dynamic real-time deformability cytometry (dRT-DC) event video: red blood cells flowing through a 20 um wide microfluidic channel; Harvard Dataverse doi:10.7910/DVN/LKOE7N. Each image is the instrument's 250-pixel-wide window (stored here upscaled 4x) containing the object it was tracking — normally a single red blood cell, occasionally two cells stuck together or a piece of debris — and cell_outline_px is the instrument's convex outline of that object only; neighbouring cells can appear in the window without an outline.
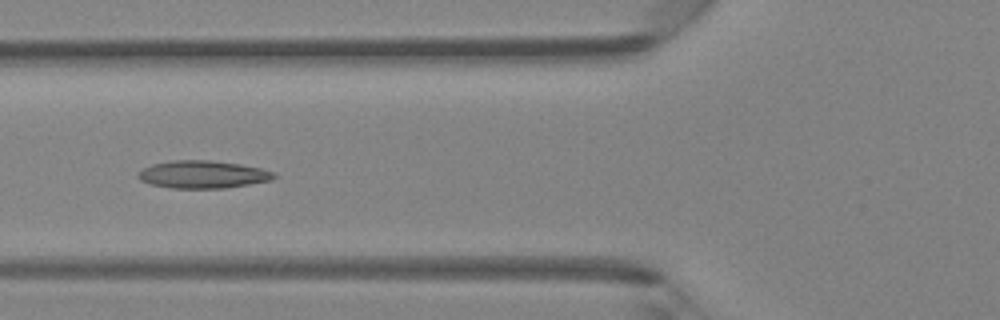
{"species": "Egyptian fruit bat (a non-hibernating species)", "species_latin": "Rousettus aegyptiacus", "temperature_condition": "room temperature", "stored_images_in_passage": 5, "camera_frame_rate_fps": 3000, "um_per_image_px": 0.085, "animal": {"sex": "female"}, "frame": {"image": 1, "passage_image": 5, "time_ms": 1.333, "image_size_px": [1000, 320], "cell_outline_px": [[276, 176], [272, 180], [228, 188], [172, 188], [152, 184], [140, 180], [136, 176], [136, 172], [152, 164], [172, 160], [208, 160], [240, 164], [260, 168], [276, 172]], "centroid_in_image_um": [17.24, 14.83], "position_along_channel_um": 108.6, "area_um2": 21.96}}